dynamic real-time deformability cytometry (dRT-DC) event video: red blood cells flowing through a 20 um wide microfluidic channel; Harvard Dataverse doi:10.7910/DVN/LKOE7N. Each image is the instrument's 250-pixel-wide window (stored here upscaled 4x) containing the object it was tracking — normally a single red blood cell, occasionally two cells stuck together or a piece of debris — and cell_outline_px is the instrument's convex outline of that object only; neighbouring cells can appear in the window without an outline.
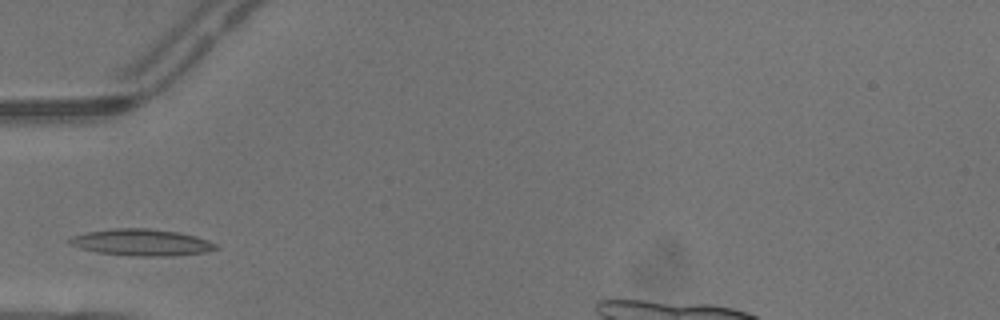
{"species": "common noctule bat (a hibernating species)", "species_latin": "Nyctalus noctula", "temperature_condition": "warm", "stored_images_in_passage": 2, "camera_frame_rate_fps": 3000, "um_per_image_px": 0.085, "animal": {"sex": "male", "body_mass_g": 13.3}, "frame": {"image": 1, "passage_image": 1, "time_ms": 0.0, "image_size_px": [1000, 320], "cell_outline_px": [[220, 248], [204, 252], [176, 256], [140, 256], [96, 252], [80, 248], [68, 244], [68, 240], [72, 236], [88, 232], [116, 228], [148, 228], [176, 232], [196, 236], [208, 240], [216, 244]], "centroid_in_image_um": [12.04, 20.61], "position_along_channel_um": 73.0, "area_um2": 22.6}}